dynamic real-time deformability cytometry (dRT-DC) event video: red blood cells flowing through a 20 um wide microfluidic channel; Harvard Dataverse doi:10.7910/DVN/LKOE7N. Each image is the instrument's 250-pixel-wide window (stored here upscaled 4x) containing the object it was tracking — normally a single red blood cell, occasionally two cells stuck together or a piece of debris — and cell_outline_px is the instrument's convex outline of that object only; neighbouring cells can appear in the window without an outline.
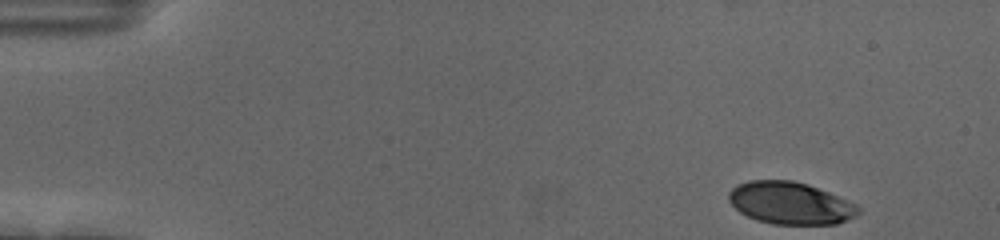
{"species": "human", "species_latin": "Homo sapiens", "temperature_condition": "cold", "stored_images_in_passage": 51, "camera_frame_rate_fps": 3000, "um_per_image_px": 0.085, "donor": {"sex": "female"}, "frame": {"image": 1, "passage_image": 1, "time_ms": 0.0, "image_size_px": [1000, 240], "cell_outline_px": [[860, 212], [856, 216], [836, 224], [772, 224], [756, 220], [740, 212], [728, 200], [728, 192], [736, 184], [748, 180], [792, 180], [808, 184], [828, 192], [856, 204], [860, 208]], "centroid_in_image_um": [67.15, 17.26], "position_along_channel_um": 17.8, "area_um2": 31.96}}
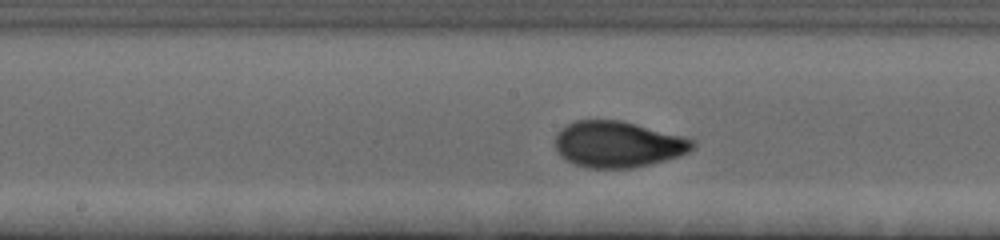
{"frame": {"image": 2, "passage_image": 25, "time_ms": 8.0, "image_size_px": [1000, 240], "cell_outline_px": [[696, 144], [688, 152], [680, 156], [632, 168], [588, 168], [576, 164], [560, 156], [556, 148], [556, 136], [560, 128], [576, 120], [620, 120], [636, 124], [696, 140]], "centroid_in_image_um": [52.51, 12.26], "position_along_channel_um": 195.7, "area_um2": 36.7}}
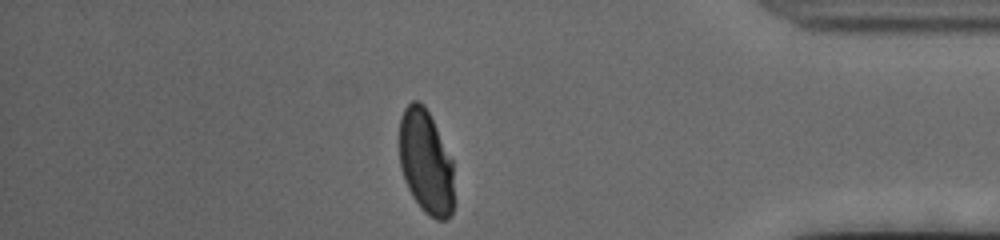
{"frame": {"image": 3, "passage_image": 44, "time_ms": 14.333, "image_size_px": [1000, 240], "cell_outline_px": [[452, 216], [448, 220], [436, 220], [424, 212], [420, 208], [412, 196], [404, 180], [400, 164], [400, 120], [404, 108], [412, 100], [420, 100], [424, 104], [452, 160]], "centroid_in_image_um": [36.18, 13.79], "position_along_channel_um": 399.0, "area_um2": 32.95}, "authors_computed_cell_mechanics": {"area_um2": 35.258, "velocity_mm_per_s": 3.6694, "shape_relaxation_time_tau1_ms": 4.0687, "shape_relaxation_time_tau2_ms": null, "deformation_change_tau1": 0.1882, "deformation_change_tau2": null}}